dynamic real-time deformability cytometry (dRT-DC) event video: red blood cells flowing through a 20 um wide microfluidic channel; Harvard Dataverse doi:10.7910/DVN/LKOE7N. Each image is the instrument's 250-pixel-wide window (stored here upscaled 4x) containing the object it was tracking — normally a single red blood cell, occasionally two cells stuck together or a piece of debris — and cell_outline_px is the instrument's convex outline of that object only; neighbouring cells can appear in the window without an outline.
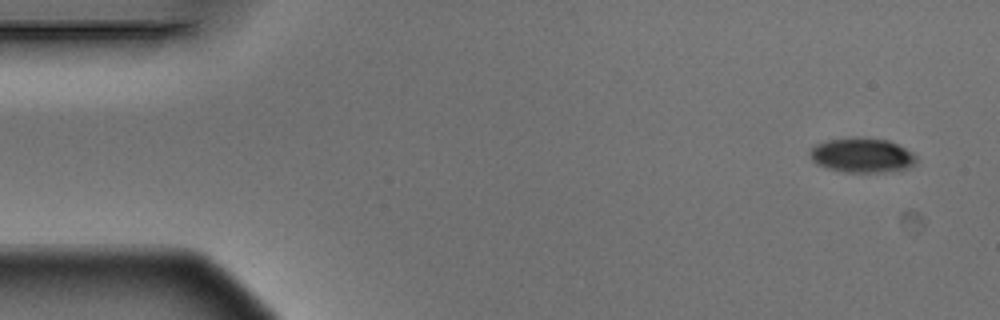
{"species": "Egyptian fruit bat (a non-hibernating species)", "species_latin": "Rousettus aegyptiacus", "temperature_condition": "warm", "stored_images_in_passage": 4, "camera_frame_rate_fps": 3000, "um_per_image_px": 0.085, "animal": {"sex": "male"}, "frame": {"image": 1, "passage_image": 1, "time_ms": 0.0, "image_size_px": [1000, 320], "cell_outline_px": [[916, 160], [912, 164], [904, 168], [884, 172], [844, 172], [828, 168], [816, 164], [812, 160], [808, 152], [816, 144], [828, 140], [856, 136], [864, 136], [888, 140], [912, 152], [916, 156]], "centroid_in_image_um": [73.22, 13.17], "position_along_channel_um": 11.8, "area_um2": 21.44}}
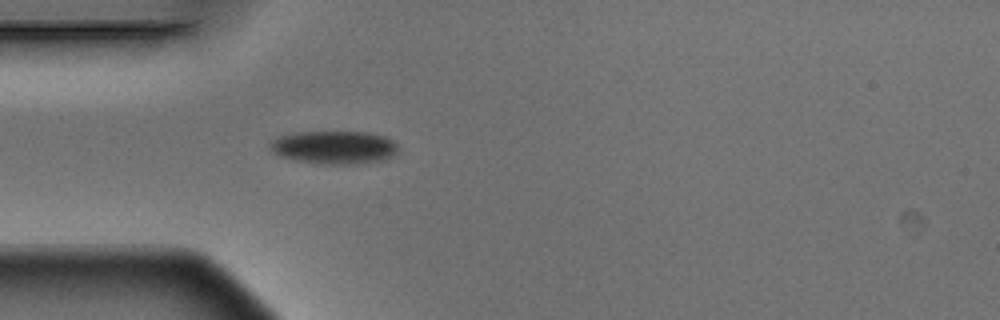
{"frame": {"image": 2, "passage_image": 4, "time_ms": 1.0, "image_size_px": [1000, 320], "cell_outline_px": [[400, 152], [384, 160], [348, 164], [332, 164], [296, 160], [280, 156], [268, 144], [272, 140], [280, 136], [296, 132], [368, 132], [388, 136], [400, 148]], "centroid_in_image_um": [28.49, 12.51], "position_along_channel_um": 56.5, "area_um2": 24.62}}